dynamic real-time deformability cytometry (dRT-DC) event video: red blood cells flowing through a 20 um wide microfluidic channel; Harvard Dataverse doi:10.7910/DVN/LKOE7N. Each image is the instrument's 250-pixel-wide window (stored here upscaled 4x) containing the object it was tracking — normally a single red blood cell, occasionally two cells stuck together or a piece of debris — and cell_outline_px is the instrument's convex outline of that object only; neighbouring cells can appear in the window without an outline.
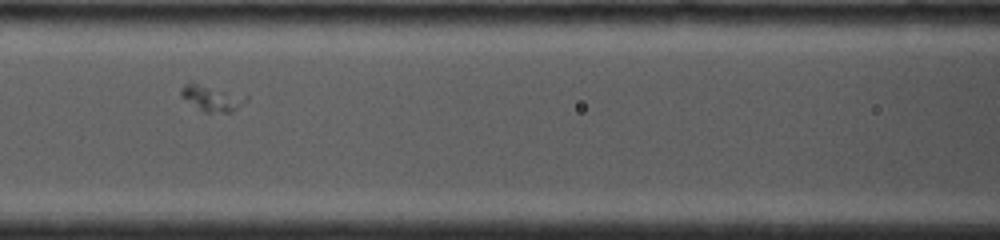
{"species": "common noctule bat (a hibernating species)", "species_latin": "Nyctalus noctula", "temperature_condition": "cold", "stored_images_in_passage": 26, "camera_frame_rate_fps": 4000, "um_per_image_px": 0.085, "animal": {"sex": "female", "body_mass_g": 19.0, "forearm_length_mm": 53.3}, "frame": {"image": 1, "passage_image": 8, "time_ms": 2.25, "image_size_px": [1000, 240], "cell_outline_px": [[248, 100], [232, 112], [204, 112], [180, 96], [180, 92], [184, 84], [188, 80], [192, 80], [248, 96]], "centroid_in_image_um": [17.99, 8.29], "position_along_channel_um": 148.6, "area_um2": 10.12}}
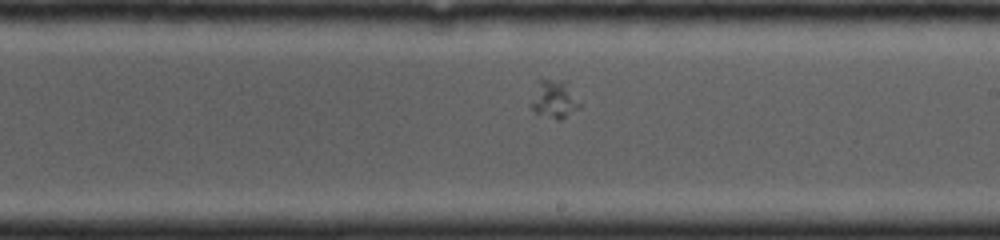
{"frame": {"image": 2, "passage_image": 15, "time_ms": 4.5, "image_size_px": [1000, 240], "cell_outline_px": [[580, 108], [560, 120], [556, 120], [536, 112], [532, 108], [532, 104], [540, 80], [568, 80], [580, 104]], "centroid_in_image_um": [47.2, 8.44], "position_along_channel_um": 241.8, "area_um2": 10.4}}
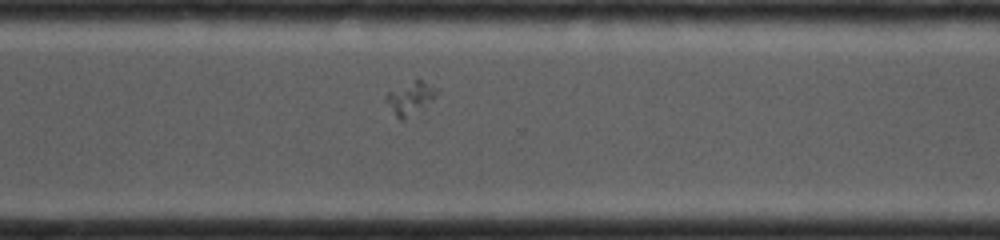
{"frame": {"image": 3, "passage_image": 22, "time_ms": 6.75, "image_size_px": [1000, 240], "cell_outline_px": [[440, 92], [432, 100], [404, 120], [400, 120], [396, 116], [384, 96], [388, 92], [416, 76], [420, 76], [440, 88]], "centroid_in_image_um": [34.96, 8.22], "position_along_channel_um": 335.6, "area_um2": 10.12}}